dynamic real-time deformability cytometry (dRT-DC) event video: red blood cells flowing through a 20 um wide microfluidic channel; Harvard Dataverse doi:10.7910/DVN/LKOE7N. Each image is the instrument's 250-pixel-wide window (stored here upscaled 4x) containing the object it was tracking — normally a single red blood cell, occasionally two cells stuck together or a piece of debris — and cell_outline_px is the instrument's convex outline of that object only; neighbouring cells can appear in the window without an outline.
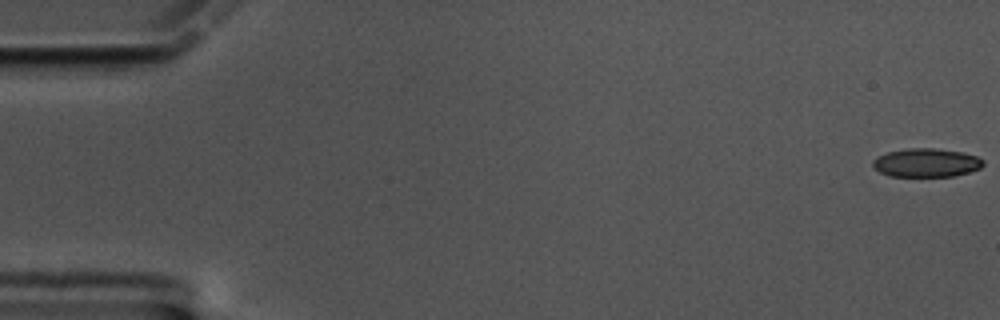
{"species": "common noctule bat (a hibernating species)", "species_latin": "Nyctalus noctula", "temperature_condition": "cold", "stored_images_in_passage": 59, "camera_frame_rate_fps": 3000, "um_per_image_px": 0.085, "animal": {"sex": "male", "body_mass_g": 17.5, "forearm_length_mm": 52.3}, "frame": {"image": 1, "passage_image": 1, "time_ms": 0.0, "image_size_px": [1000, 320], "cell_outline_px": [[984, 164], [980, 168], [956, 176], [888, 176], [880, 172], [872, 164], [872, 160], [876, 156], [888, 152], [908, 148], [936, 148], [964, 152], [976, 156], [984, 160]], "centroid_in_image_um": [78.74, 13.82], "position_along_channel_um": 6.3, "area_um2": 18.5}}
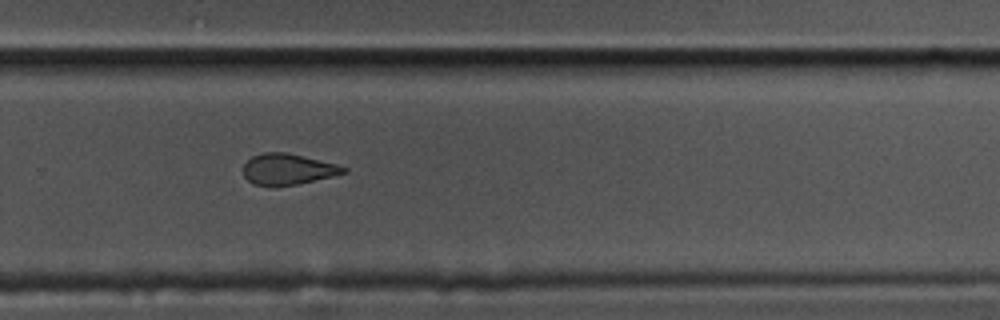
{"frame": {"image": 2, "passage_image": 40, "time_ms": 13.0, "image_size_px": [1000, 320], "cell_outline_px": [[348, 172], [332, 176], [296, 184], [272, 188], [252, 184], [244, 176], [244, 164], [252, 156], [264, 152], [288, 152], [336, 164], [348, 168]], "centroid_in_image_um": [24.44, 14.4], "position_along_channel_um": 305.4, "area_um2": 18.32}}
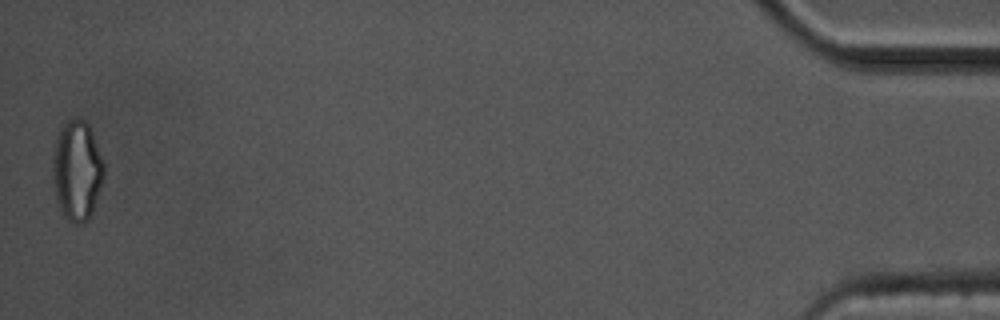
{"frame": {"image": 3, "passage_image": 59, "time_ms": 19.333, "image_size_px": [1000, 320], "cell_outline_px": [[104, 172], [96, 200], [92, 212], [88, 220], [84, 224], [76, 224], [68, 220], [64, 216], [56, 200], [52, 176], [52, 156], [56, 140], [64, 124], [68, 120], [84, 120], [88, 124], [92, 132], [104, 164]], "centroid_in_image_um": [6.52, 14.54], "position_along_channel_um": 428.7, "area_um2": 29.54}, "authors_computed_cell_mechanics": {"area_um2": 19.652, "velocity_mm_per_s": 3.4184, "shape_relaxation_time_tau1_ms": 9.0175, "shape_relaxation_time_tau2_ms": 2.3074, "deformation_change_tau1": 0.1463, "deformation_change_tau2": 0.0731}}